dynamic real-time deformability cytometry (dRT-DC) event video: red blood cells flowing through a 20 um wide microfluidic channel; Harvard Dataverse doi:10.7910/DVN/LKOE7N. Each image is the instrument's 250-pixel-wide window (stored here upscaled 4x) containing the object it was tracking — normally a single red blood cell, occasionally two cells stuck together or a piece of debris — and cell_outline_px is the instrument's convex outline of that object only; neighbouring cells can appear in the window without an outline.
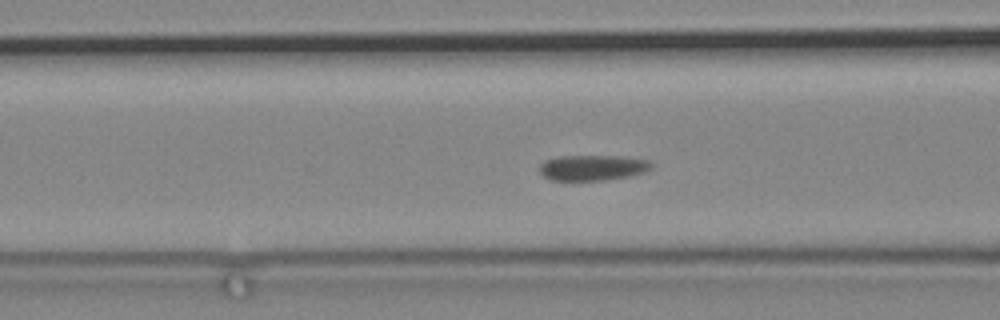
{"species": "common noctule bat (a hibernating species)", "species_latin": "Nyctalus noctula", "temperature_condition": "cold", "stored_images_in_passage": 51, "camera_frame_rate_fps": 3000, "um_per_image_px": 0.085, "animal": {"sex": "male", "body_mass_g": 19.2, "forearm_length_mm": 51.8}, "frame": {"image": 1, "passage_image": 10, "time_ms": 3.0, "image_size_px": [1000, 320], "cell_outline_px": [[652, 168], [644, 172], [628, 176], [604, 180], [552, 180], [544, 176], [540, 172], [540, 164], [544, 160], [556, 156], [620, 156], [652, 160]], "centroid_in_image_um": [50.38, 14.24], "position_along_channel_um": 116.2, "area_um2": 16.7}}
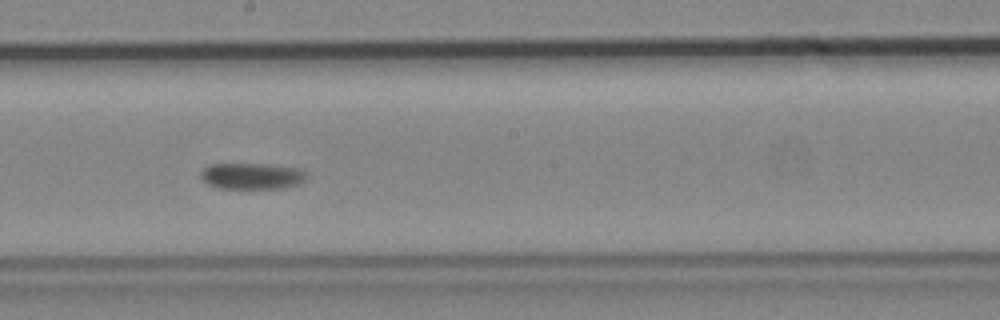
{"frame": {"image": 2, "passage_image": 21, "time_ms": 6.667, "image_size_px": [1000, 320], "cell_outline_px": [[308, 176], [304, 180], [296, 184], [284, 188], [220, 188], [208, 184], [200, 176], [200, 172], [208, 164], [268, 164], [300, 168], [308, 172]], "centroid_in_image_um": [21.44, 14.95], "position_along_channel_um": 226.8, "area_um2": 16.24}}
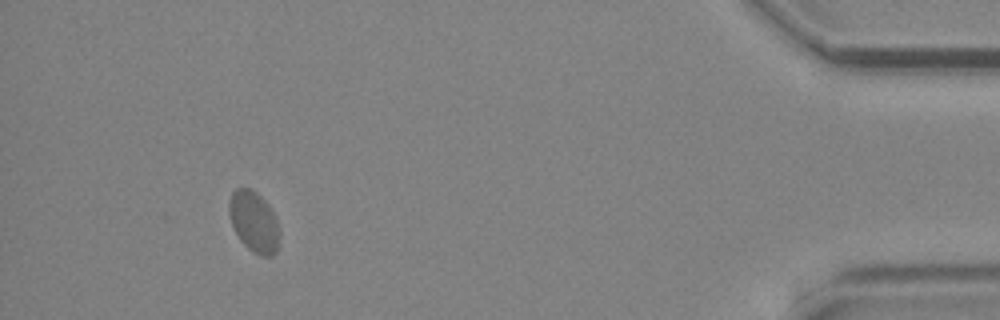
{"frame": {"image": 3, "passage_image": 46, "time_ms": 15.0, "image_size_px": [1000, 320], "cell_outline_px": [[280, 236], [276, 252], [272, 256], [260, 256], [252, 252], [240, 240], [232, 224], [228, 212], [228, 204], [232, 192], [236, 188], [252, 188], [268, 204], [276, 220]], "centroid_in_image_um": [21.58, 18.85], "position_along_channel_um": 413.6, "area_um2": 17.86}}